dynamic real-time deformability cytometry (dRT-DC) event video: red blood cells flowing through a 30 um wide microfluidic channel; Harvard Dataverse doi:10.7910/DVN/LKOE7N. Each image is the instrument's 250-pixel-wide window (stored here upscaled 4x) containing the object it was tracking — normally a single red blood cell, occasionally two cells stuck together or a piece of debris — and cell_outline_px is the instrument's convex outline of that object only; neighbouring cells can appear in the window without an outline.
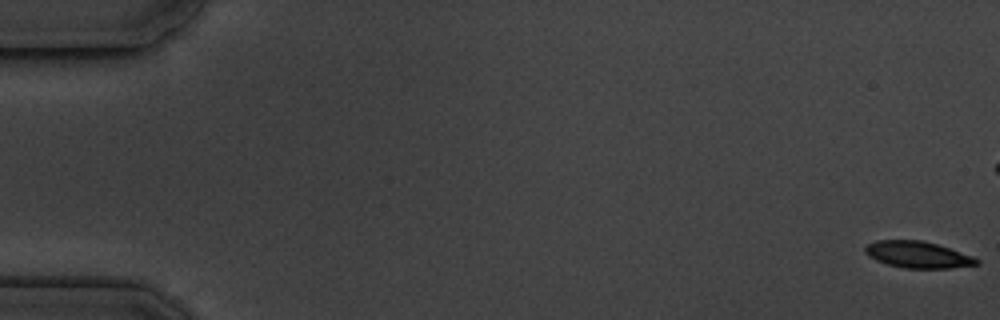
{"species": "common noctule bat (a hibernating species)", "species_latin": "Nyctalus noctula", "temperature_condition": "cold", "stored_images_in_passage": 6, "camera_frame_rate_fps": 3000, "um_per_image_px": 0.085, "animal": {"sex": "male", "body_mass_g": 19.5, "forearm_length_mm": 54.6}, "frame": {"image": 1, "passage_image": 1, "time_ms": 0.0, "image_size_px": [1000, 320], "cell_outline_px": [[980, 264], [952, 268], [904, 268], [888, 264], [876, 260], [868, 256], [864, 252], [864, 248], [868, 244], [876, 240], [920, 240], [936, 244], [972, 256], [980, 260]], "centroid_in_image_um": [78.0, 21.65], "position_along_channel_um": 7.0, "area_um2": 17.17}}